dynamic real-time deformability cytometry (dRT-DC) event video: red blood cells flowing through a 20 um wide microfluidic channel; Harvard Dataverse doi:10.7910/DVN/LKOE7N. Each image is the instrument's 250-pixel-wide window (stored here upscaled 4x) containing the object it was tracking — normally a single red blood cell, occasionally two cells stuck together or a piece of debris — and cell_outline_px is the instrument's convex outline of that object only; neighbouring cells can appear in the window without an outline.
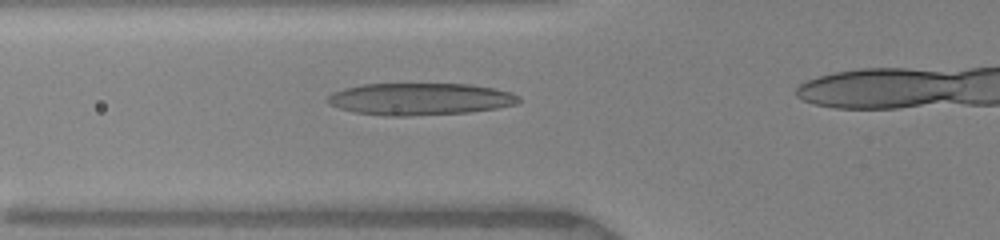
{"species": "human", "species_latin": "Homo sapiens", "temperature_condition": "warm", "stored_images_in_passage": 20, "camera_frame_rate_fps": 3000, "um_per_image_px": 0.085, "donor": {"sex": "female"}, "frame": {"image": 1, "passage_image": 9, "time_ms": 3.333, "image_size_px": [1000, 240], "cell_outline_px": [[520, 100], [516, 104], [496, 108], [468, 112], [408, 116], [388, 116], [356, 112], [340, 108], [328, 104], [324, 100], [332, 92], [344, 88], [364, 84], [468, 84], [496, 88], [512, 92], [520, 96]], "centroid_in_image_um": [35.7, 8.41], "position_along_channel_um": 90.1, "area_um2": 35.78}}
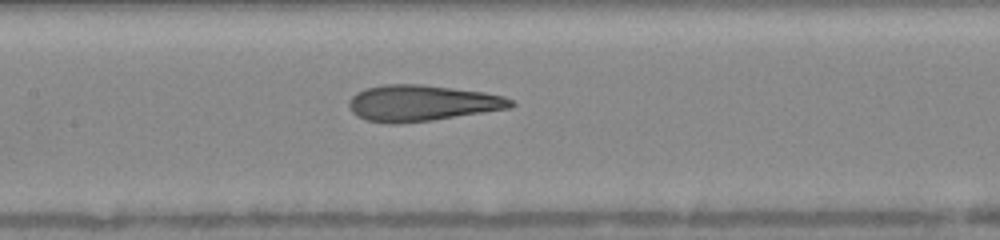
{"frame": {"image": 2, "passage_image": 12, "time_ms": 5.333, "image_size_px": [1000, 240], "cell_outline_px": [[516, 104], [512, 108], [432, 120], [400, 124], [388, 124], [364, 120], [356, 116], [352, 112], [348, 104], [348, 100], [356, 92], [364, 88], [384, 84], [420, 84], [484, 92], [504, 96], [512, 100]], "centroid_in_image_um": [35.83, 8.77], "position_along_channel_um": 171.6, "area_um2": 34.39}}